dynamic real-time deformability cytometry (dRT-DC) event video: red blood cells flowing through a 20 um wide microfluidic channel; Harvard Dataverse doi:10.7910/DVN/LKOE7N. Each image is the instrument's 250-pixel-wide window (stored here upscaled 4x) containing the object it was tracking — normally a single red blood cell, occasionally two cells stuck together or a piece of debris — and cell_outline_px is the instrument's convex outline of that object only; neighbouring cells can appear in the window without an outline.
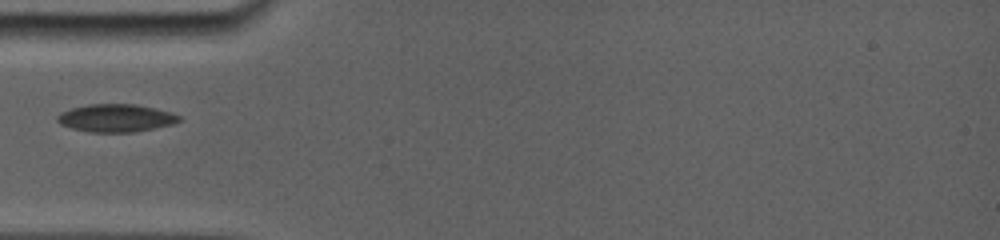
{"species": "common noctule bat (a hibernating species)", "species_latin": "Nyctalus noctula", "temperature_condition": "room temperature", "stored_images_in_passage": 9, "camera_frame_rate_fps": 5000, "um_per_image_px": 0.085, "animal": {"sex": "female", "body_mass_g": 19.0, "forearm_length_mm": 56.7}, "frame": {"image": 1, "passage_image": 1, "time_ms": 0.0, "image_size_px": [1000, 240], "cell_outline_px": [[180, 120], [168, 124], [152, 128], [128, 132], [92, 132], [72, 128], [60, 124], [56, 120], [56, 116], [60, 112], [72, 108], [88, 104], [136, 104], [168, 112], [180, 116]], "centroid_in_image_um": [9.75, 10.02], "position_along_channel_um": 75.2, "area_um2": 19.25}}
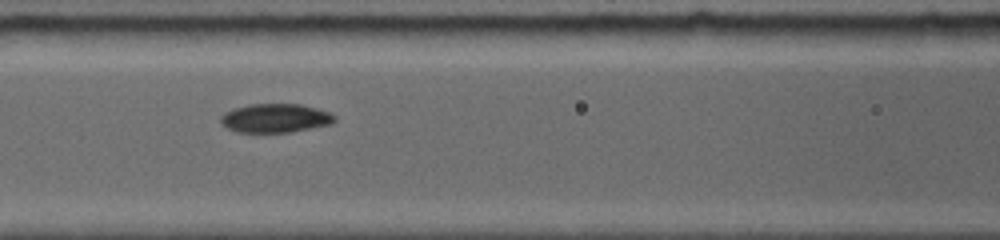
{"frame": {"image": 2, "passage_image": 6, "time_ms": 1.8, "image_size_px": [1000, 240], "cell_outline_px": [[336, 120], [328, 124], [288, 132], [240, 132], [228, 128], [220, 120], [220, 116], [236, 108], [248, 104], [300, 104], [316, 108], [328, 112], [336, 116]], "centroid_in_image_um": [23.41, 10.03], "position_along_channel_um": 143.2, "area_um2": 18.67}}
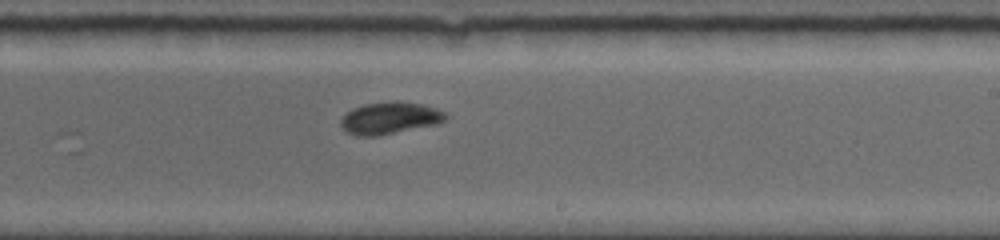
{"frame": {"image": 3, "passage_image": 9, "time_ms": 4.8, "image_size_px": [1000, 240], "cell_outline_px": [[448, 116], [444, 120], [436, 124], [376, 136], [356, 136], [348, 132], [340, 124], [340, 120], [352, 108], [364, 104], [392, 100], [420, 104], [436, 108], [444, 112]], "centroid_in_image_um": [33.12, 10.02], "position_along_channel_um": 255.9, "area_um2": 19.36}}